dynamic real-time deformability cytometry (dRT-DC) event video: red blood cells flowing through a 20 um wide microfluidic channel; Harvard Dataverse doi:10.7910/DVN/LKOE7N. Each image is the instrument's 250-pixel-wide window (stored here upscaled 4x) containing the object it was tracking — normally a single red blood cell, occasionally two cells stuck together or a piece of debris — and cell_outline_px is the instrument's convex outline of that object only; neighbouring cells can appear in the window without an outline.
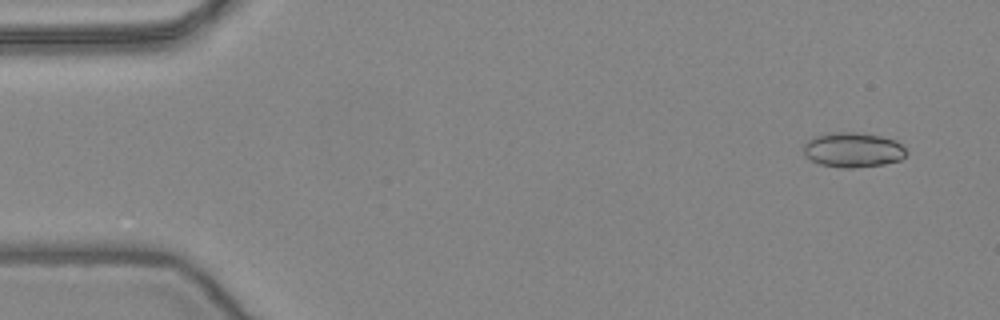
{"species": "common noctule bat (a hibernating species)", "species_latin": "Nyctalus noctula", "temperature_condition": "warm", "stored_images_in_passage": 53, "camera_frame_rate_fps": 3000, "um_per_image_px": 0.085, "animal": {"sex": "female", "body_mass_g": 24.6, "forearm_length_mm": 56.2}, "frame": {"image": 1, "passage_image": 4, "time_ms": 1.0, "image_size_px": [1000, 320], "cell_outline_px": [[908, 152], [900, 160], [884, 164], [852, 168], [840, 168], [820, 164], [804, 156], [804, 144], [808, 140], [816, 136], [828, 132], [856, 132], [880, 136], [896, 140]], "centroid_in_image_um": [72.49, 12.74], "position_along_channel_um": 12.5, "area_um2": 20.92}}
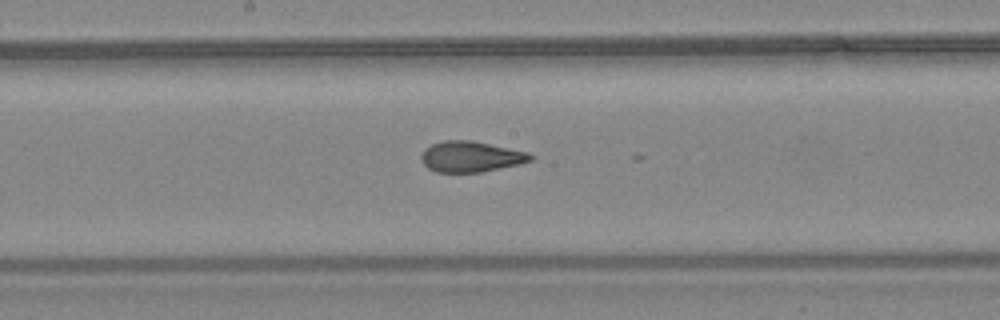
{"frame": {"image": 2, "passage_image": 28, "time_ms": 9.0, "image_size_px": [1000, 320], "cell_outline_px": [[536, 156], [532, 160], [520, 164], [480, 172], [436, 172], [428, 168], [420, 160], [420, 156], [424, 148], [432, 144], [444, 140], [472, 140], [528, 152]], "centroid_in_image_um": [40.01, 13.31], "position_along_channel_um": 208.2, "area_um2": 19.71}}
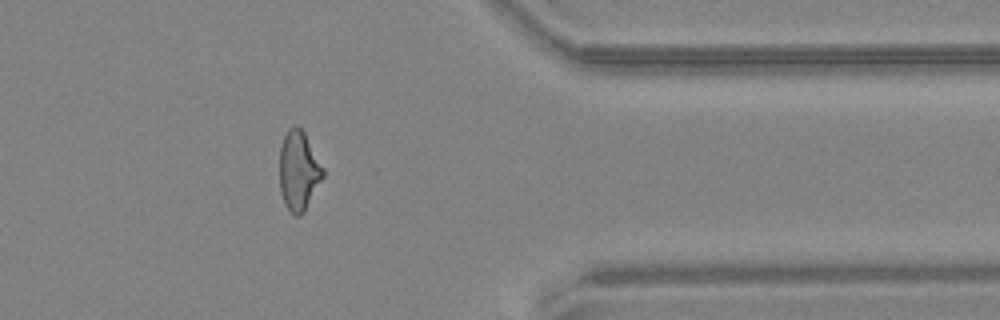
{"frame": {"image": 3, "passage_image": 43, "time_ms": 14.0, "image_size_px": [1000, 320], "cell_outline_px": [[324, 176], [304, 212], [300, 216], [296, 216], [284, 204], [280, 192], [280, 144], [288, 128], [296, 124], [304, 132], [324, 168]], "centroid_in_image_um": [25.38, 14.5], "position_along_channel_um": 386.0, "area_um2": 20.17}, "authors_computed_cell_mechanics": {"area_um2": 20.23, "velocity_mm_per_s": 3.9242, "shape_relaxation_time_tau1_ms": null, "shape_relaxation_time_tau2_ms": 1.4414, "deformation_change_tau1": null, "deformation_change_tau2": 0.075}}